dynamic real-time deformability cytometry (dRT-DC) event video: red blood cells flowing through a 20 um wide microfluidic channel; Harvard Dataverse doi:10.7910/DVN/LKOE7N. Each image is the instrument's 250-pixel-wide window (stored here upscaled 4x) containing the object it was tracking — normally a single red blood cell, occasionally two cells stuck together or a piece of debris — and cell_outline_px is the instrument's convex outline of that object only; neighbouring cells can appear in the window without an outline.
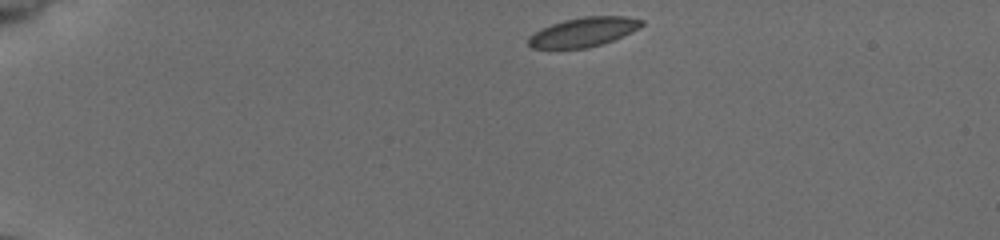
{"species": "common noctule bat (a hibernating species)", "species_latin": "Nyctalus noctula", "temperature_condition": "cold", "stored_images_in_passage": 43, "camera_frame_rate_fps": 3000, "um_per_image_px": 0.085, "animal": {"sex": "female", "body_mass_g": 19.5, "forearm_length_mm": 54.1}, "frame": {"image": 1, "passage_image": 1, "time_ms": 0.0, "image_size_px": [1000, 240], "cell_outline_px": [[644, 24], [632, 32], [612, 40], [588, 48], [532, 48], [528, 44], [528, 36], [540, 28], [564, 20], [584, 16], [628, 16], [644, 20]], "centroid_in_image_um": [49.59, 2.71], "position_along_channel_um": 35.4, "area_um2": 19.31}}
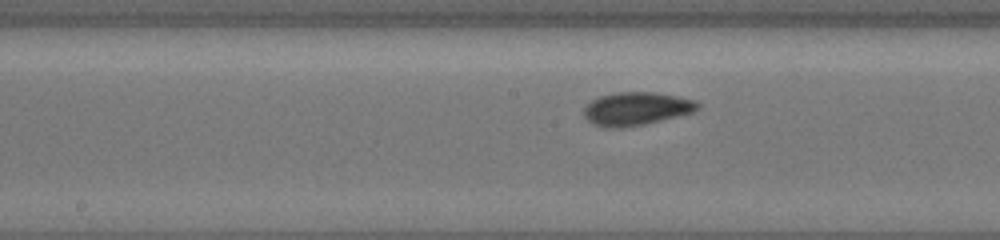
{"frame": {"image": 2, "passage_image": 19, "time_ms": 6.0, "image_size_px": [1000, 240], "cell_outline_px": [[700, 104], [692, 112], [644, 124], [620, 128], [596, 124], [588, 120], [584, 116], [584, 108], [592, 100], [600, 96], [616, 92], [656, 92], [696, 100]], "centroid_in_image_um": [54.09, 9.22], "position_along_channel_um": 194.1, "area_um2": 21.5}}
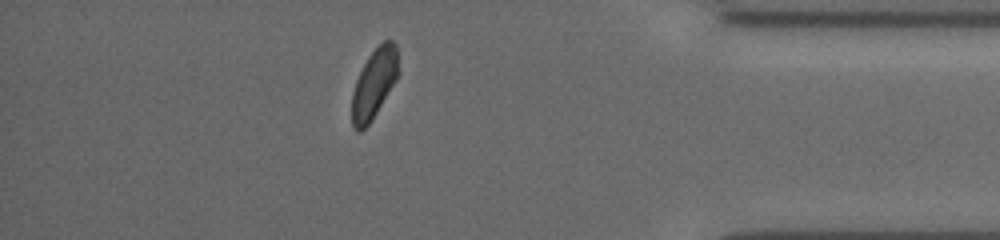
{"frame": {"image": 3, "passage_image": 37, "time_ms": 12.0, "image_size_px": [1000, 240], "cell_outline_px": [[400, 72], [396, 80], [376, 112], [368, 124], [360, 132], [356, 132], [352, 124], [352, 92], [356, 80], [368, 56], [384, 40], [392, 40], [396, 44]], "centroid_in_image_um": [31.81, 7.08], "position_along_channel_um": 403.4, "area_um2": 18.67}, "authors_computed_cell_mechanics": {"area_um2": 20.2878, "velocity_mm_per_s": 3.9038, "shape_relaxation_time_tau1_ms": 2.7182, "shape_relaxation_time_tau2_ms": 3.1008, "deformation_change_tau1": 0.0882, "deformation_change_tau2": 0.0616}}